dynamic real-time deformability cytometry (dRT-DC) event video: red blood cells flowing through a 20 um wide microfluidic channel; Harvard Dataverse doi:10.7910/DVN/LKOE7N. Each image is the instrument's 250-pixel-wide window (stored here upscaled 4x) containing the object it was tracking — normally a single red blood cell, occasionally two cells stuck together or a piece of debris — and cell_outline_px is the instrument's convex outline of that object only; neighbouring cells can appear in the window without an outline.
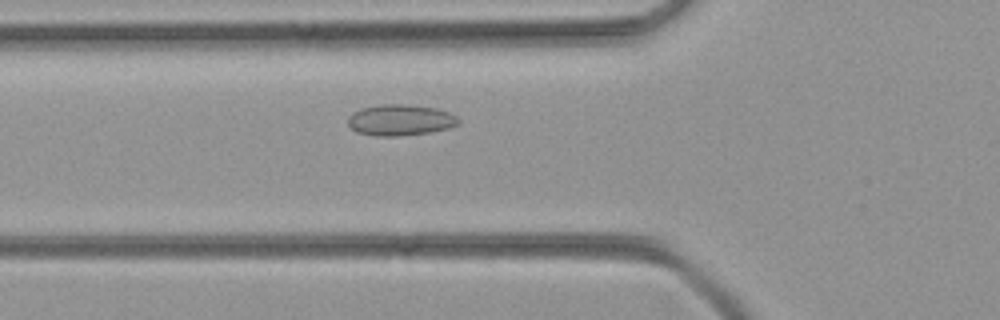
{"species": "common noctule bat (a hibernating species)", "species_latin": "Nyctalus noctula", "temperature_condition": "room temperature", "stored_images_in_passage": 45, "camera_frame_rate_fps": 3000, "um_per_image_px": 0.085, "animal": {"sex": "female", "body_mass_g": 21.9}, "frame": {"image": 1, "passage_image": 12, "time_ms": 3.667, "image_size_px": [1000, 320], "cell_outline_px": [[460, 120], [456, 124], [448, 128], [428, 132], [396, 136], [376, 136], [356, 132], [348, 124], [348, 116], [352, 112], [360, 108], [380, 104], [408, 104], [436, 108], [448, 112], [456, 116]], "centroid_in_image_um": [33.97, 10.19], "position_along_channel_um": 91.8, "area_um2": 20.0}}
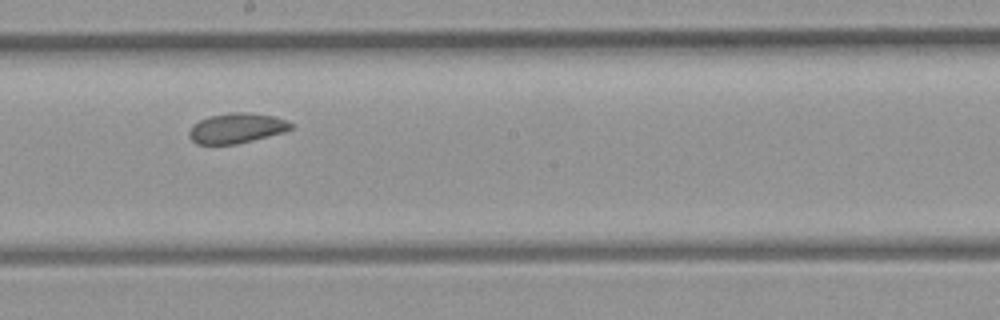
{"frame": {"image": 2, "passage_image": 22, "time_ms": 7.0, "image_size_px": [1000, 320], "cell_outline_px": [[292, 128], [284, 132], [236, 144], [196, 144], [188, 136], [188, 132], [192, 124], [208, 116], [228, 112], [248, 112], [272, 116], [288, 120], [292, 124]], "centroid_in_image_um": [20.08, 10.88], "position_along_channel_um": 228.1, "area_um2": 17.92}}
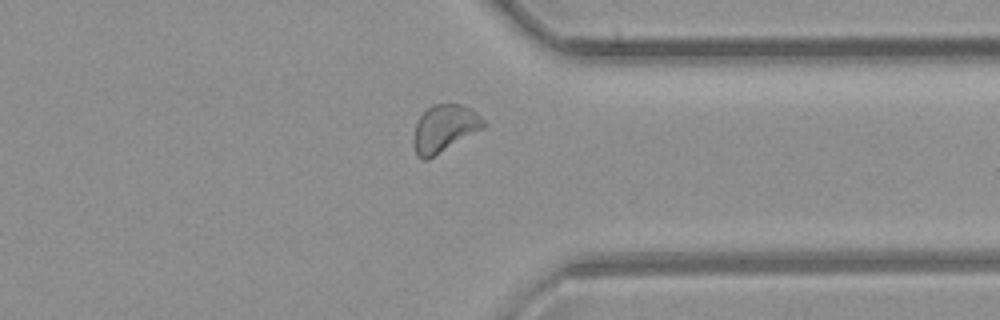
{"frame": {"image": 3, "passage_image": 33, "time_ms": 10.667, "image_size_px": [1000, 320], "cell_outline_px": [[488, 124], [484, 128], [428, 160], [420, 160], [416, 156], [412, 144], [412, 136], [416, 124], [420, 116], [432, 104], [460, 104], [472, 108]], "centroid_in_image_um": [37.76, 10.94], "position_along_channel_um": 373.6, "area_um2": 19.65}}